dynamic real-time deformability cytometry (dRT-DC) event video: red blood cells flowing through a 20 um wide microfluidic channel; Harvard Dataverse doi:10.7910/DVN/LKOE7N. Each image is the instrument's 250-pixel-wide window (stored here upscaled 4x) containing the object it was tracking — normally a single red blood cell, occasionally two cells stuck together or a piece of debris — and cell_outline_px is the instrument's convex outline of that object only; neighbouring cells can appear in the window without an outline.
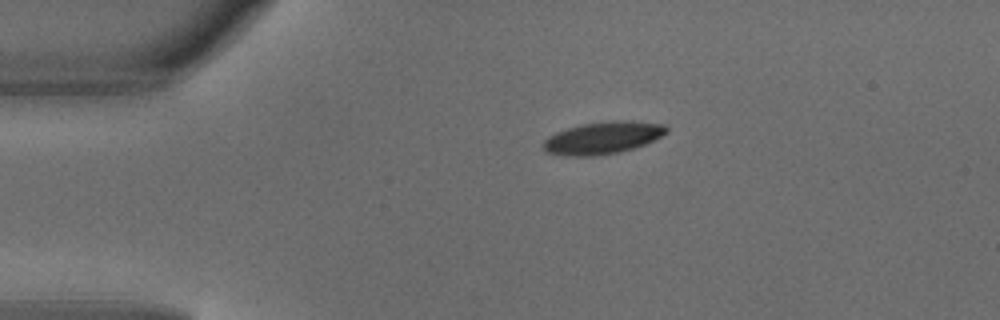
{"species": "common noctule bat (a hibernating species)", "species_latin": "Nyctalus noctula", "temperature_condition": "warm", "stored_images_in_passage": 3, "camera_frame_rate_fps": 3000, "um_per_image_px": 0.085, "animal": {"sex": "male", "body_mass_g": 18.8}, "frame": {"image": 1, "passage_image": 1, "time_ms": 0.0, "image_size_px": [1000, 320], "cell_outline_px": [[668, 132], [644, 144], [620, 152], [596, 156], [564, 156], [544, 152], [540, 144], [548, 136], [556, 132], [580, 124], [608, 120], [632, 120], [664, 124], [668, 128]], "centroid_in_image_um": [51.18, 11.71], "position_along_channel_um": 33.8, "area_um2": 23.52}}